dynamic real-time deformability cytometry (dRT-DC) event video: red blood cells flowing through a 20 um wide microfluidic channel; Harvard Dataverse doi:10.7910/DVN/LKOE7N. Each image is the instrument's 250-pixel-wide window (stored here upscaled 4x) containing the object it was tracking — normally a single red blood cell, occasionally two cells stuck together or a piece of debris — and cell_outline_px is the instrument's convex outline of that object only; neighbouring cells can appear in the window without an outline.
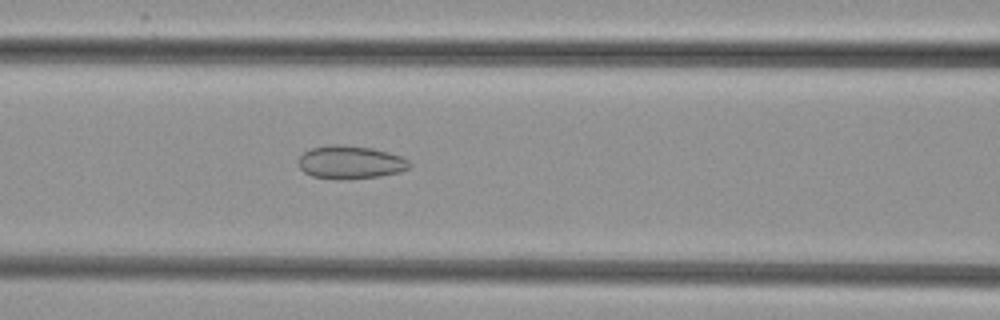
{"species": "common noctule bat (a hibernating species)", "species_latin": "Nyctalus noctula", "temperature_condition": "cold", "stored_images_in_passage": 52, "camera_frame_rate_fps": 3000, "um_per_image_px": 0.085, "animal": {"sex": "female", "body_mass_g": 29.2, "forearm_length_mm": 56.3}, "frame": {"image": 1, "passage_image": 22, "time_ms": 7.0, "image_size_px": [1000, 320], "cell_outline_px": [[412, 164], [408, 168], [400, 172], [380, 176], [340, 180], [312, 176], [304, 172], [296, 164], [296, 160], [304, 152], [312, 148], [332, 144], [336, 144], [372, 148], [404, 156]], "centroid_in_image_um": [29.77, 13.8], "position_along_channel_um": 136.8, "area_um2": 21.68}}
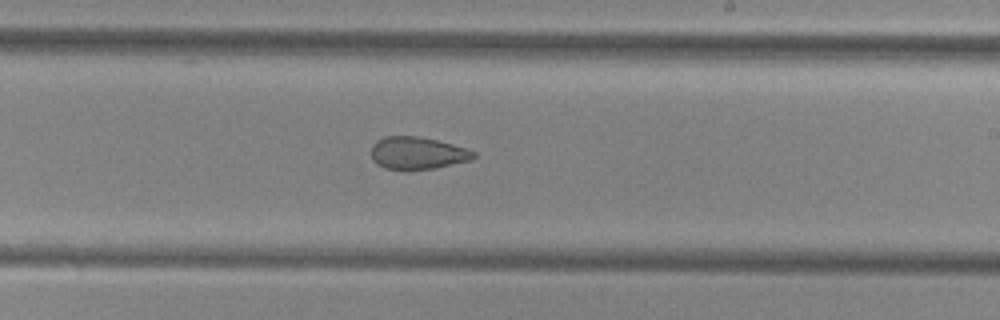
{"frame": {"image": 2, "passage_image": 31, "time_ms": 10.0, "image_size_px": [1000, 320], "cell_outline_px": [[476, 156], [472, 160], [436, 168], [408, 172], [404, 172], [384, 168], [376, 164], [372, 160], [372, 144], [376, 140], [384, 136], [416, 136], [436, 140], [468, 148], [476, 152]], "centroid_in_image_um": [35.47, 13.05], "position_along_channel_um": 253.5, "area_um2": 20.0}}
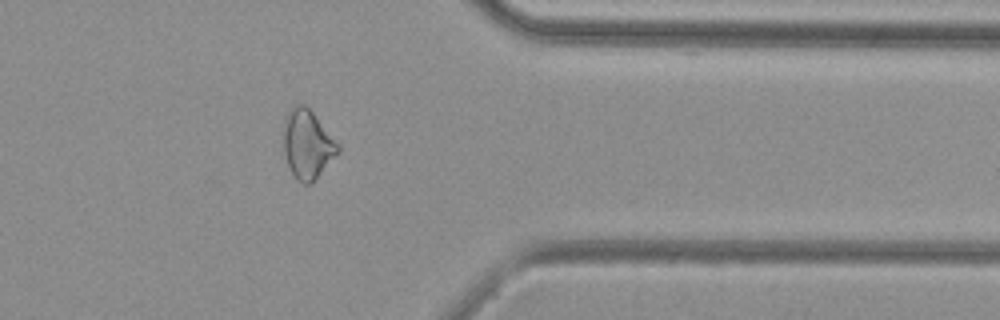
{"frame": {"image": 3, "passage_image": 42, "time_ms": 13.667, "image_size_px": [1000, 320], "cell_outline_px": [[340, 152], [316, 180], [312, 184], [304, 184], [296, 180], [288, 168], [284, 156], [284, 116], [292, 104], [304, 104], [312, 112], [340, 144]], "centroid_in_image_um": [26.13, 12.29], "position_along_channel_um": 385.3, "area_um2": 22.43}}